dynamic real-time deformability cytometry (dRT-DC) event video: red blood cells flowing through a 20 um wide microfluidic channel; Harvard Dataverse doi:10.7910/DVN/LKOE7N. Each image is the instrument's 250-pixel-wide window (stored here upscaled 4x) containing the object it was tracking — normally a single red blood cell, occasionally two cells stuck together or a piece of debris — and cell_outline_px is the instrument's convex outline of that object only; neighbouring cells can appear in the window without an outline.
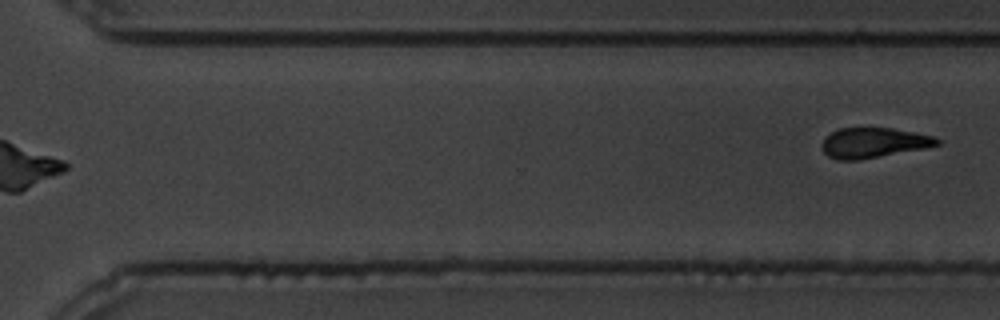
{"species": "common noctule bat (a hibernating species)", "species_latin": "Nyctalus noctula", "temperature_condition": "warm", "stored_images_in_passage": 11, "camera_frame_rate_fps": 3000, "um_per_image_px": 0.085, "animal": {"sex": "male", "body_mass_g": 19.5, "forearm_length_mm": 54.6}, "frame": {"image": 1, "passage_image": 11, "time_ms": 12.333, "image_size_px": [1000, 320], "cell_outline_px": [[940, 144], [928, 148], [856, 160], [840, 160], [828, 156], [824, 152], [820, 144], [824, 136], [840, 128], [892, 128], [936, 136], [940, 140]], "centroid_in_image_um": [74.26, 12.13], "position_along_channel_um": 296.3, "area_um2": 20.35}}